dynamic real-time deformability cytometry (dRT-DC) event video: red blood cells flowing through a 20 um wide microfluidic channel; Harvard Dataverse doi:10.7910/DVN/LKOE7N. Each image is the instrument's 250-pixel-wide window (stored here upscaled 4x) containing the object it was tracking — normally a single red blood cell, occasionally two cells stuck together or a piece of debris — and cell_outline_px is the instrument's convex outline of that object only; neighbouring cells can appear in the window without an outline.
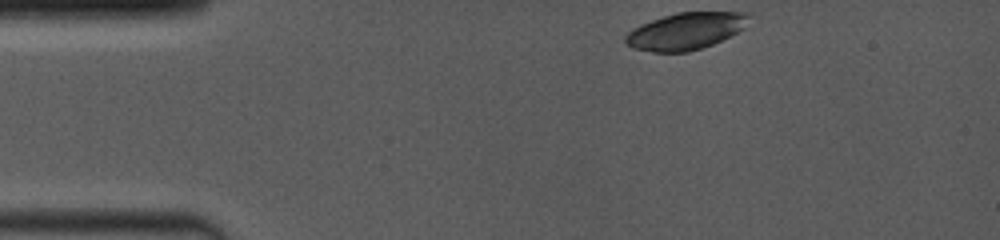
{"species": "common noctule bat (a hibernating species)", "species_latin": "Nyctalus noctula", "temperature_condition": "room temperature", "stored_images_in_passage": 5, "camera_frame_rate_fps": 4000, "um_per_image_px": 0.085, "animal": {"sex": "female", "body_mass_g": 19.0, "forearm_length_mm": 53.3}, "frame": {"image": 1, "passage_image": 1, "time_ms": 0.0, "image_size_px": [1000, 240], "cell_outline_px": [[756, 16], [744, 28], [712, 44], [688, 52], [656, 52], [636, 48], [628, 44], [624, 40], [624, 36], [632, 28], [640, 24], [676, 12], [756, 12]], "centroid_in_image_um": [58.36, 2.61], "position_along_channel_um": 26.6, "area_um2": 26.7}}